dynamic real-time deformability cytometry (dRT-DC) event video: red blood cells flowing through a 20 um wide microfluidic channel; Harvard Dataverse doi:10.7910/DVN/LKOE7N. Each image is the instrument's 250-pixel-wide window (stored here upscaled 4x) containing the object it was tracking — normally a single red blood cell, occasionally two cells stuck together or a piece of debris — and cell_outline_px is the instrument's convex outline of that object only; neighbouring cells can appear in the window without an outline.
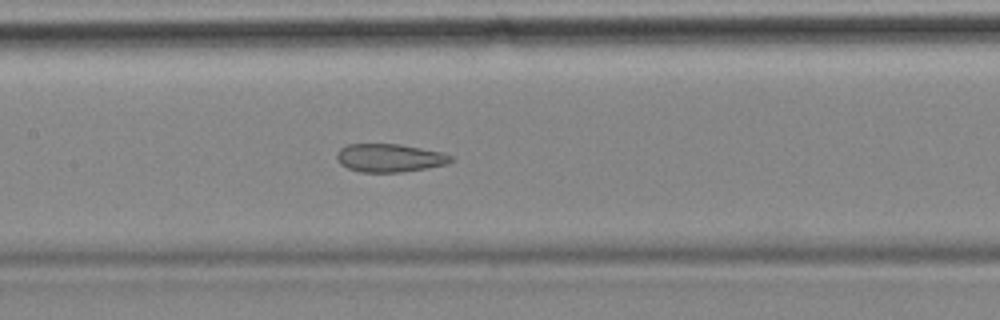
{"species": "common noctule bat (a hibernating species)", "species_latin": "Nyctalus noctula", "temperature_condition": "cold", "stored_images_in_passage": 39, "camera_frame_rate_fps": 3000, "um_per_image_px": 0.085, "animal": {"sex": "female", "body_mass_g": 18.4}, "frame": {"image": 1, "passage_image": 12, "time_ms": 3.667, "image_size_px": [1000, 320], "cell_outline_px": [[456, 160], [448, 164], [400, 172], [360, 172], [348, 168], [340, 164], [336, 160], [336, 156], [340, 148], [348, 144], [400, 144], [444, 152], [452, 156]], "centroid_in_image_um": [33.14, 13.41], "position_along_channel_um": 174.3, "area_um2": 18.9}, "authors_computed_cell_mechanics": {"area_um2": 19.5942, "velocity_mm_per_s": 3.5116, "shape_relaxation_time_tau1_ms": null, "shape_relaxation_time_tau2_ms": 2.0122, "deformation_change_tau1": null, "deformation_change_tau2": 0.0864}}